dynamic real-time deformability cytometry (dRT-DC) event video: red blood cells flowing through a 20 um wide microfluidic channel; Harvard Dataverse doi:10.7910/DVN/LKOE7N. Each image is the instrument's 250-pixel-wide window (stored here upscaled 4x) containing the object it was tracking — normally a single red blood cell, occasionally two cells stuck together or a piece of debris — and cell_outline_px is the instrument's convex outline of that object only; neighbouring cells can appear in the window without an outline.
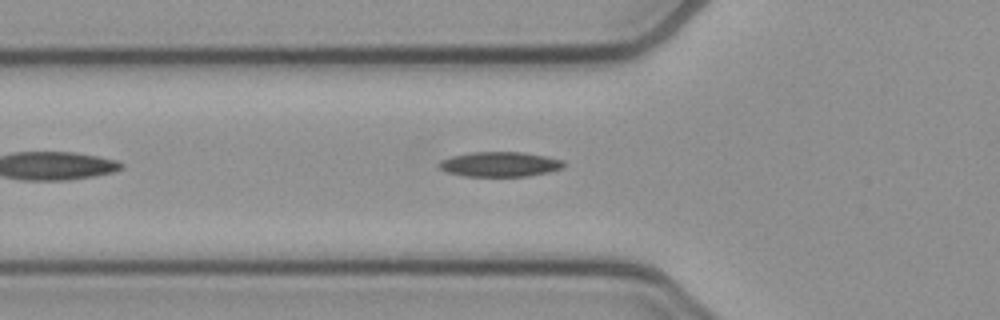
{"species": "common noctule bat (a hibernating species)", "species_latin": "Nyctalus noctula", "temperature_condition": "cold", "stored_images_in_passage": 36, "camera_frame_rate_fps": 3000, "um_per_image_px": 0.085, "animal": {"sex": "female", "body_mass_g": 21.9}, "frame": {"image": 1, "passage_image": 7, "time_ms": 2.0, "image_size_px": [1000, 320], "cell_outline_px": [[564, 168], [548, 172], [528, 176], [464, 176], [444, 172], [436, 164], [440, 160], [452, 156], [472, 152], [524, 152], [564, 160]], "centroid_in_image_um": [42.46, 13.96], "position_along_channel_um": 83.3, "area_um2": 18.21}}
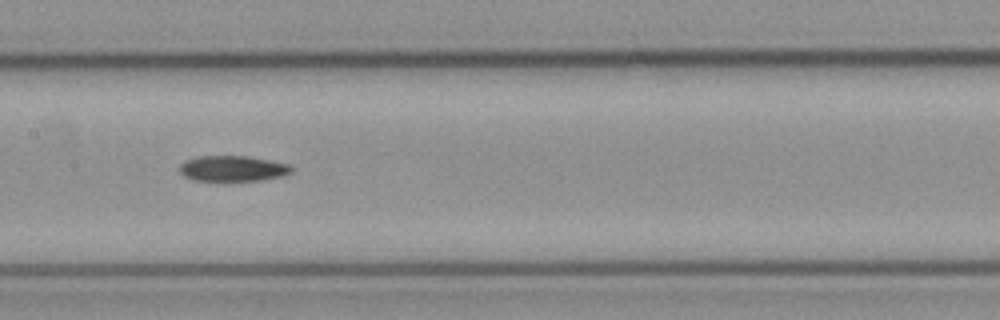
{"frame": {"image": 2, "passage_image": 15, "time_ms": 4.667, "image_size_px": [1000, 320], "cell_outline_px": [[292, 172], [280, 176], [260, 180], [192, 180], [184, 176], [180, 172], [180, 164], [184, 160], [196, 156], [248, 156], [288, 164], [292, 168]], "centroid_in_image_um": [19.73, 14.31], "position_along_channel_um": 187.7, "area_um2": 16.53}}
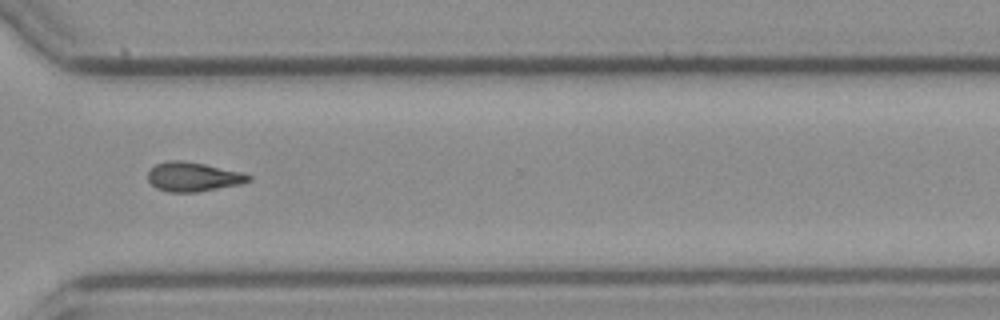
{"frame": {"image": 3, "passage_image": 28, "time_ms": 9.0, "image_size_px": [1000, 320], "cell_outline_px": [[252, 180], [240, 184], [196, 192], [168, 192], [156, 188], [148, 180], [148, 172], [156, 164], [168, 160], [180, 160], [204, 164], [240, 172], [252, 176]], "centroid_in_image_um": [16.4, 15.03], "position_along_channel_um": 354.2, "area_um2": 16.99}}